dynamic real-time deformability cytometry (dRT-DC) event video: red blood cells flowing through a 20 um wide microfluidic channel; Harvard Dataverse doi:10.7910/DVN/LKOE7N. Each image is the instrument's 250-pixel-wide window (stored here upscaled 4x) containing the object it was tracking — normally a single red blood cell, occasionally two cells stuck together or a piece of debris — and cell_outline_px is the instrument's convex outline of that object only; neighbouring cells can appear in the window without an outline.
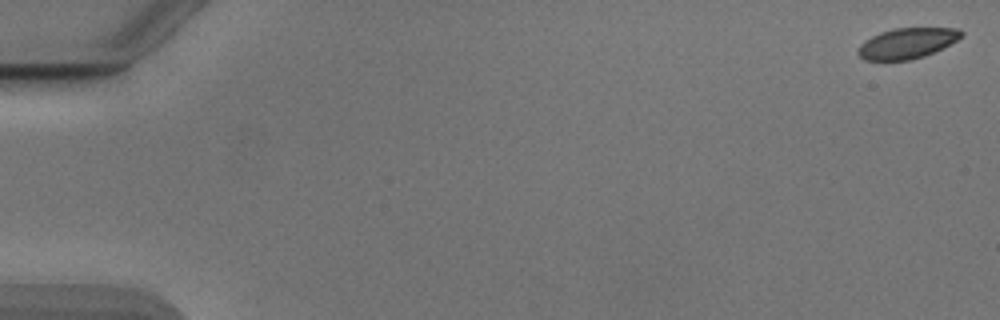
{"species": "Egyptian fruit bat (a non-hibernating species)", "species_latin": "Rousettus aegyptiacus", "temperature_condition": "cold", "stored_images_in_passage": 11, "camera_frame_rate_fps": 3000, "um_per_image_px": 0.085, "animal": {"sex": "male"}, "frame": {"image": 1, "passage_image": 1, "time_ms": 0.0, "image_size_px": [1000, 320], "cell_outline_px": [[964, 36], [924, 56], [912, 60], [864, 60], [856, 52], [860, 44], [872, 36], [880, 32], [896, 28], [956, 28], [964, 32]], "centroid_in_image_um": [77.08, 3.67], "position_along_channel_um": 7.9, "area_um2": 18.21}}